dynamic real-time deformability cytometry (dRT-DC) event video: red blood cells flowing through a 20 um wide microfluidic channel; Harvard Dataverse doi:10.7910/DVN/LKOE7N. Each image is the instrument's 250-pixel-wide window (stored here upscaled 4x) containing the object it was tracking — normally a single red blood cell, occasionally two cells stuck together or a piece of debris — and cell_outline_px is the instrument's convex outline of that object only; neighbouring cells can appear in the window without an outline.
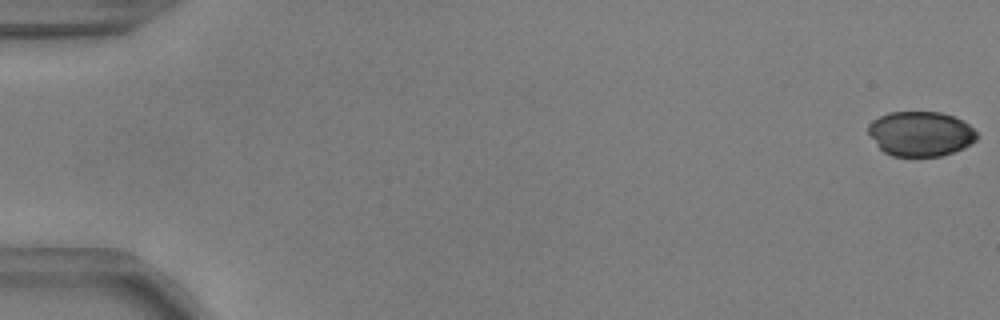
{"species": "common noctule bat (a hibernating species)", "species_latin": "Nyctalus noctula", "temperature_condition": "warm", "stored_images_in_passage": 55, "camera_frame_rate_fps": 3000, "um_per_image_px": 0.085, "animal": {"sex": "male", "body_mass_g": 17.9, "forearm_length_mm": 54.2}, "frame": {"image": 1, "passage_image": 1, "time_ms": 0.0, "image_size_px": [1000, 320], "cell_outline_px": [[976, 140], [964, 148], [940, 156], [892, 156], [884, 152], [876, 144], [868, 132], [868, 124], [872, 120], [888, 112], [940, 112], [952, 116], [968, 124], [976, 132]], "centroid_in_image_um": [78.22, 11.37], "position_along_channel_um": 6.8, "area_um2": 28.21}}
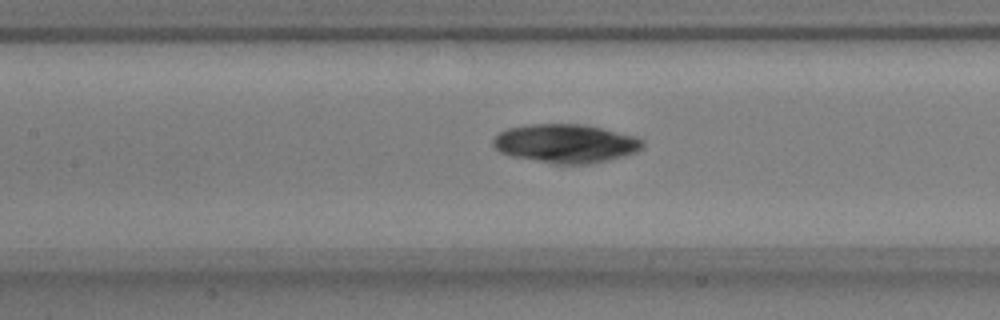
{"frame": {"image": 2, "passage_image": 26, "time_ms": 8.333, "image_size_px": [1000, 320], "cell_outline_px": [[644, 148], [636, 152], [624, 156], [608, 160], [588, 164], [556, 164], [512, 156], [500, 152], [492, 144], [492, 140], [500, 132], [508, 128], [532, 124], [584, 124], [604, 128], [636, 136], [644, 140]], "centroid_in_image_um": [48.13, 12.19], "position_along_channel_um": 159.3, "area_um2": 33.87}}
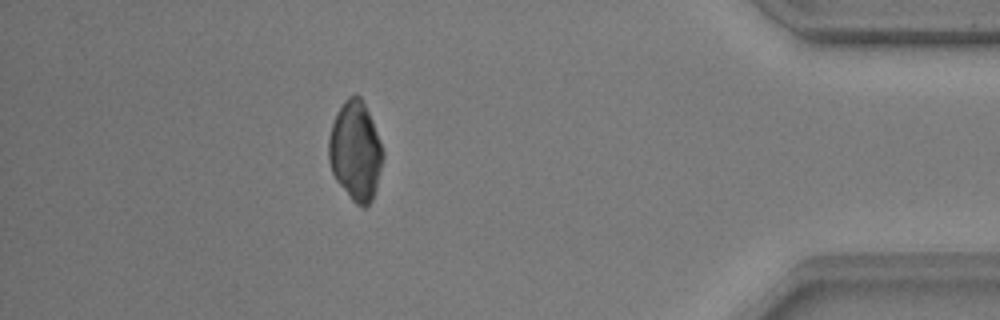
{"frame": {"image": 3, "passage_image": 49, "time_ms": 16.0, "image_size_px": [1000, 320], "cell_outline_px": [[384, 156], [376, 188], [372, 200], [364, 208], [360, 208], [352, 200], [336, 180], [332, 172], [328, 160], [328, 136], [332, 124], [344, 100], [348, 96], [360, 96], [372, 120], [384, 152]], "centroid_in_image_um": [30.21, 12.87], "position_along_channel_um": 405.0, "area_um2": 31.21}}